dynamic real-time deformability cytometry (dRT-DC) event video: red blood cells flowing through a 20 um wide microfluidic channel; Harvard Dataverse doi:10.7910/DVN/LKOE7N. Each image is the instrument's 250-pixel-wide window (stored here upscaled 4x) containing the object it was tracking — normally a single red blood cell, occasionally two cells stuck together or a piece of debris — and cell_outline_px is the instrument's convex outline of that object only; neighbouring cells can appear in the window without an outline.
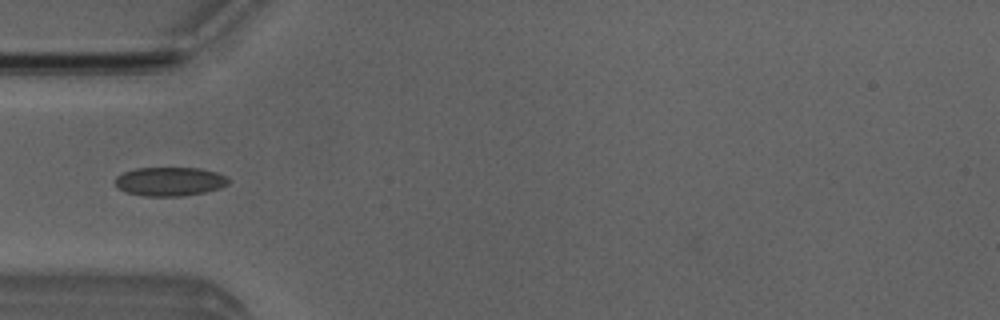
{"species": "Egyptian fruit bat (a non-hibernating species)", "species_latin": "Rousettus aegyptiacus", "temperature_condition": "room temperature", "stored_images_in_passage": 25, "camera_frame_rate_fps": 3000, "um_per_image_px": 0.085, "animal": {"sex": "male"}, "frame": {"image": 1, "passage_image": 5, "time_ms": 1.333, "image_size_px": [1000, 320], "cell_outline_px": [[228, 184], [220, 188], [204, 192], [184, 196], [144, 196], [124, 192], [116, 188], [116, 176], [124, 172], [136, 168], [200, 168], [216, 172], [224, 176], [228, 180]], "centroid_in_image_um": [14.39, 15.43], "position_along_channel_um": 70.6, "area_um2": 19.07}}
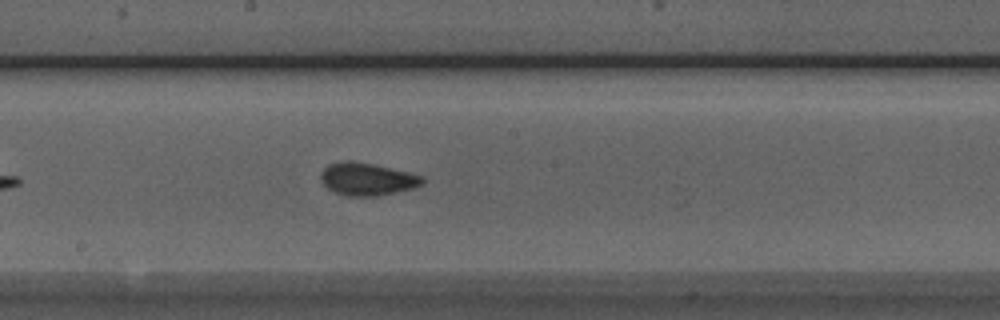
{"frame": {"image": 2, "passage_image": 16, "time_ms": 5.0, "image_size_px": [1000, 320], "cell_outline_px": [[424, 180], [416, 188], [396, 192], [372, 196], [348, 196], [336, 192], [328, 188], [320, 180], [320, 172], [328, 164], [344, 160], [352, 160], [372, 164], [408, 172], [424, 176]], "centroid_in_image_um": [31.18, 15.21], "position_along_channel_um": 217.0, "area_um2": 19.25}}
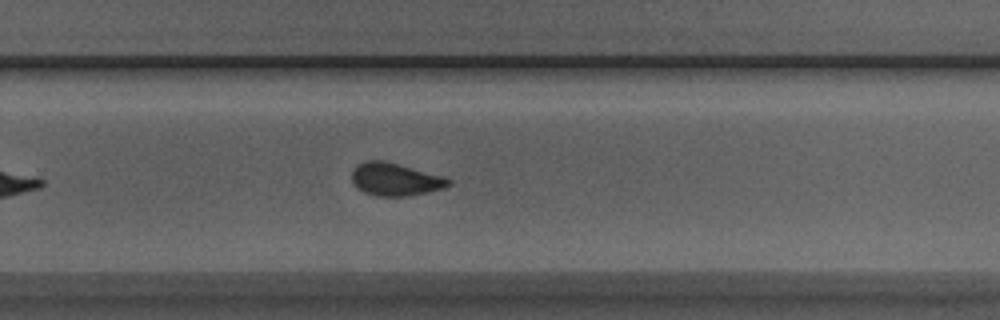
{"frame": {"image": 3, "passage_image": 22, "time_ms": 7.0, "image_size_px": [1000, 320], "cell_outline_px": [[452, 184], [444, 188], [404, 196], [376, 196], [364, 192], [356, 188], [352, 180], [352, 172], [356, 164], [364, 160], [384, 160], [444, 176], [452, 180]], "centroid_in_image_um": [33.57, 15.23], "position_along_channel_um": 296.2, "area_um2": 18.55}}